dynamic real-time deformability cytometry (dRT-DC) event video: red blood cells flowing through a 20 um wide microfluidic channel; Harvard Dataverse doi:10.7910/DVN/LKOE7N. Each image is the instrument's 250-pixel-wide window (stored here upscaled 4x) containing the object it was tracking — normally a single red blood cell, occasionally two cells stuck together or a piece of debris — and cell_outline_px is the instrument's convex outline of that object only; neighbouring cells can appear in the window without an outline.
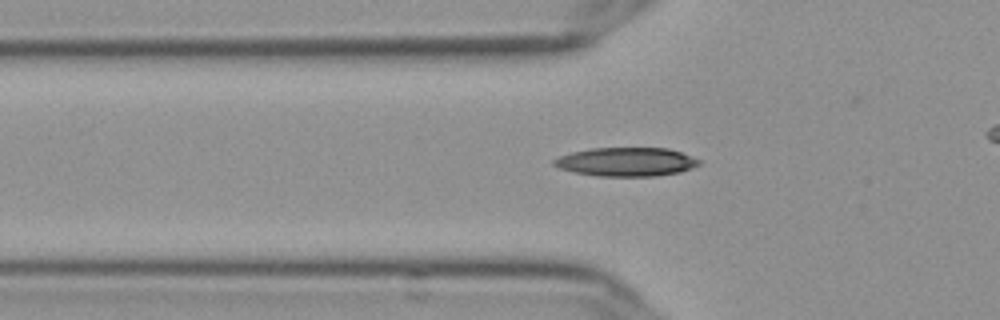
{"species": "Egyptian fruit bat (a non-hibernating species)", "species_latin": "Rousettus aegyptiacus", "temperature_condition": "cold", "stored_images_in_passage": 43, "camera_frame_rate_fps": 3000, "um_per_image_px": 0.085, "frame": {"image": 1, "passage_image": 13, "time_ms": 4.0, "image_size_px": [1000, 320], "cell_outline_px": [[700, 164], [680, 172], [656, 176], [600, 176], [576, 172], [560, 168], [552, 164], [552, 160], [560, 156], [572, 152], [592, 148], [668, 148], [680, 152], [700, 160]], "centroid_in_image_um": [53.23, 13.75], "position_along_channel_um": 72.6, "area_um2": 24.1}}
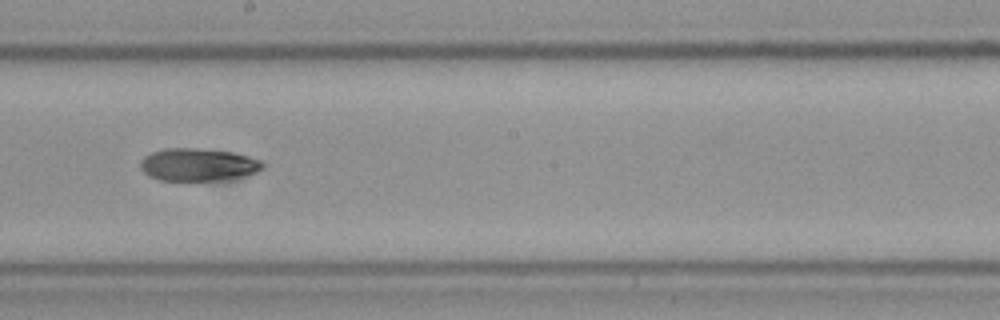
{"frame": {"image": 2, "passage_image": 26, "time_ms": 8.333, "image_size_px": [1000, 320], "cell_outline_px": [[264, 168], [256, 172], [244, 176], [224, 180], [160, 180], [148, 176], [140, 168], [140, 160], [144, 156], [152, 152], [164, 148], [200, 148], [232, 152], [248, 156], [260, 160], [264, 164]], "centroid_in_image_um": [16.83, 13.99], "position_along_channel_um": 231.4, "area_um2": 23.41}}
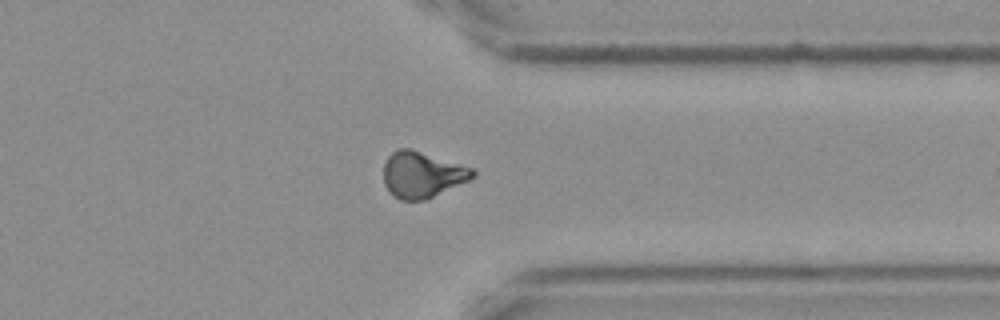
{"frame": {"image": 3, "passage_image": 38, "time_ms": 12.333, "image_size_px": [1000, 320], "cell_outline_px": [[476, 176], [468, 180], [424, 200], [400, 200], [388, 192], [384, 184], [384, 164], [388, 156], [396, 148], [408, 148], [476, 168]], "centroid_in_image_um": [35.88, 14.83], "position_along_channel_um": 375.5, "area_um2": 23.93}}